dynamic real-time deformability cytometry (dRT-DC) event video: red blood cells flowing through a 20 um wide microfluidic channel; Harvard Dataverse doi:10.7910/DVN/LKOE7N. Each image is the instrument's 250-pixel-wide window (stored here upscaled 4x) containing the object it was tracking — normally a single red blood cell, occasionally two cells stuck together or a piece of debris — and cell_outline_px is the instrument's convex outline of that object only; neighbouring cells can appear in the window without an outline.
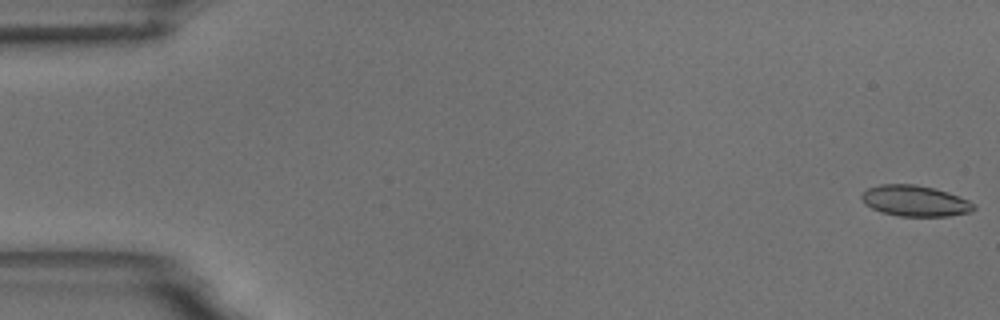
{"species": "common noctule bat (a hibernating species)", "species_latin": "Nyctalus noctula", "temperature_condition": "room temperature", "stored_images_in_passage": 10, "camera_frame_rate_fps": 3000, "um_per_image_px": 0.085, "animal": {"sex": "male", "body_mass_g": 18.8}, "frame": {"image": 1, "passage_image": 1, "time_ms": 0.0, "image_size_px": [1000, 320], "cell_outline_px": [[976, 208], [972, 212], [948, 216], [900, 216], [884, 212], [872, 208], [864, 204], [860, 196], [868, 188], [880, 184], [916, 184], [948, 192], [968, 200], [976, 204]], "centroid_in_image_um": [77.8, 17.07], "position_along_channel_um": 7.2, "area_um2": 20.17}}